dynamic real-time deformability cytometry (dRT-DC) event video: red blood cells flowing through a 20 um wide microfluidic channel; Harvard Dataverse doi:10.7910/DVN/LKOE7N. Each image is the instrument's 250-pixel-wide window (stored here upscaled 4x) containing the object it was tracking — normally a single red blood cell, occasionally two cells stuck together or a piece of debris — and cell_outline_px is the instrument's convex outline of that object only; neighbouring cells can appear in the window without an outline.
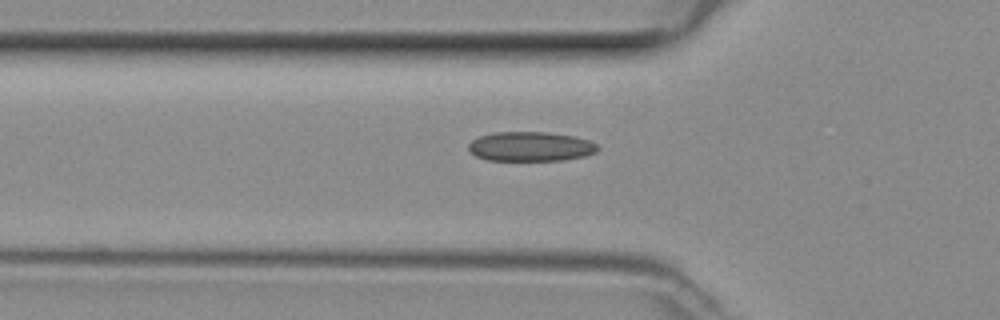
{"species": "common noctule bat (a hibernating species)", "species_latin": "Nyctalus noctula", "temperature_condition": "room temperature", "stored_images_in_passage": 29, "camera_frame_rate_fps": 3000, "um_per_image_px": 0.085, "animal": {"sex": "female", "body_mass_g": 29.2, "forearm_length_mm": 56.3}, "frame": {"image": 1, "passage_image": 2, "time_ms": 0.333, "image_size_px": [1000, 320], "cell_outline_px": [[600, 148], [596, 152], [584, 156], [560, 160], [488, 160], [476, 156], [468, 148], [468, 144], [472, 140], [480, 136], [492, 132], [548, 132], [576, 136], [588, 140], [596, 144]], "centroid_in_image_um": [45.1, 12.44], "position_along_channel_um": 80.7, "area_um2": 22.2}}
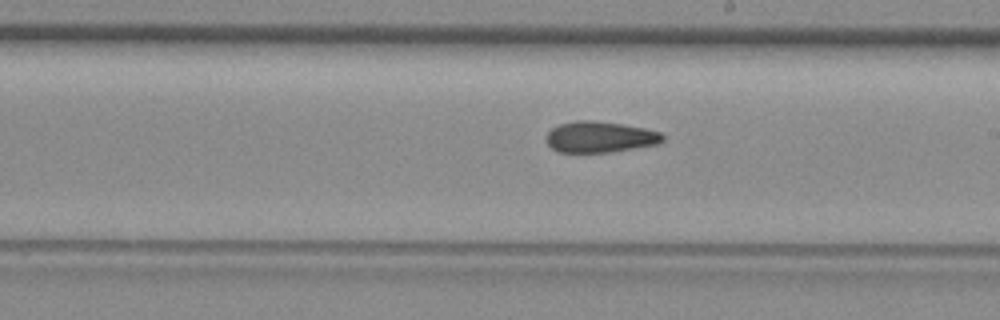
{"frame": {"image": 2, "passage_image": 13, "time_ms": 4.0, "image_size_px": [1000, 320], "cell_outline_px": [[664, 140], [656, 144], [608, 152], [560, 152], [552, 148], [548, 144], [548, 132], [552, 128], [560, 124], [576, 120], [592, 120], [620, 124], [644, 128], [660, 132], [664, 136]], "centroid_in_image_um": [50.99, 11.63], "position_along_channel_um": 238.0, "area_um2": 20.69}}
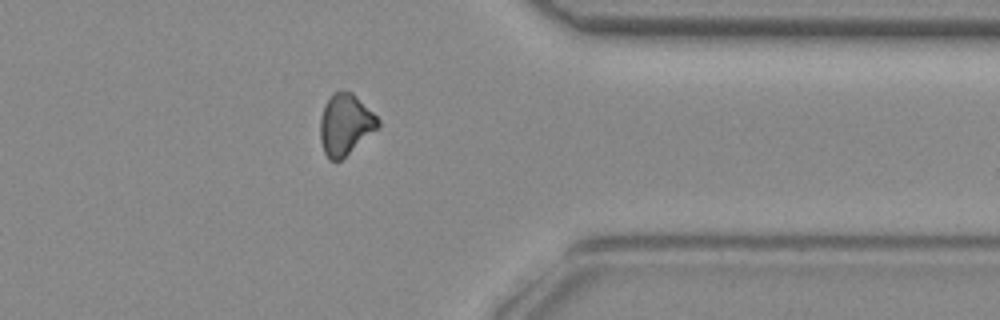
{"frame": {"image": 3, "passage_image": 24, "time_ms": 7.667, "image_size_px": [1000, 320], "cell_outline_px": [[380, 124], [376, 128], [340, 160], [328, 160], [324, 152], [320, 140], [320, 120], [324, 108], [328, 100], [336, 92], [352, 92], [380, 120]], "centroid_in_image_um": [29.32, 10.59], "position_along_channel_um": 382.1, "area_um2": 19.77}}